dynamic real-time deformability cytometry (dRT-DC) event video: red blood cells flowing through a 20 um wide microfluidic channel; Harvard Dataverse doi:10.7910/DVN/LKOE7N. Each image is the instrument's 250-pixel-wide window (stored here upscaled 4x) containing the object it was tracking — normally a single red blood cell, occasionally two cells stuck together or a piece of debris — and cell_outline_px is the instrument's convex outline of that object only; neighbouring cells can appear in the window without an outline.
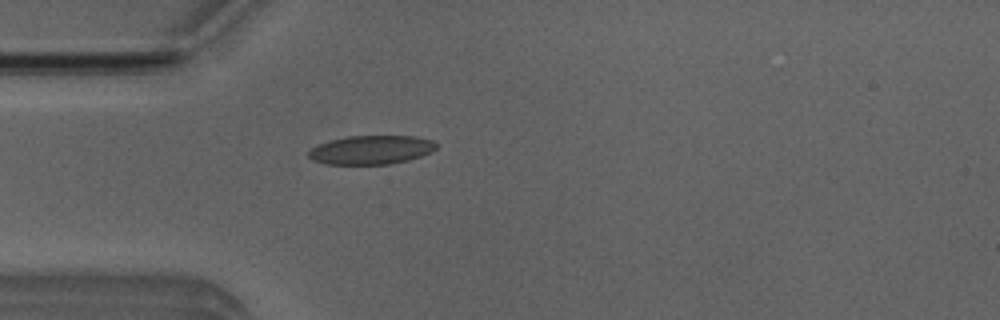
{"species": "Egyptian fruit bat (a non-hibernating species)", "species_latin": "Rousettus aegyptiacus", "temperature_condition": "room temperature", "stored_images_in_passage": 44, "camera_frame_rate_fps": 3000, "um_per_image_px": 0.085, "animal": {"sex": "male"}, "frame": {"image": 1, "passage_image": 7, "time_ms": 2.0, "image_size_px": [1000, 320], "cell_outline_px": [[436, 148], [432, 152], [408, 160], [388, 164], [324, 164], [312, 160], [308, 156], [308, 152], [312, 148], [320, 144], [332, 140], [348, 136], [416, 136], [432, 140], [436, 144]], "centroid_in_image_um": [31.56, 12.74], "position_along_channel_um": 53.4, "area_um2": 21.33}}
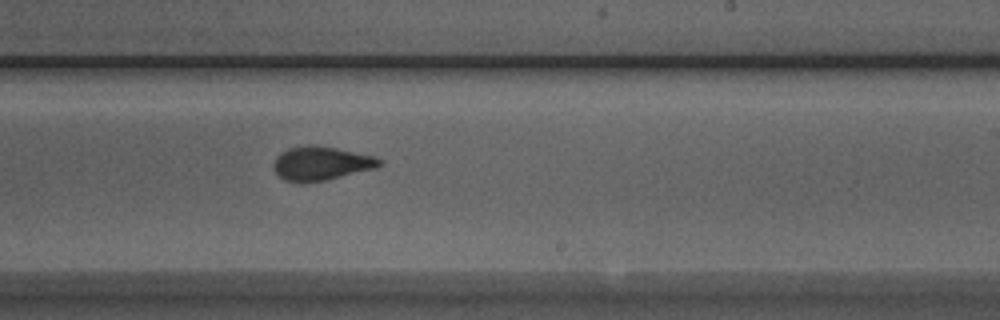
{"frame": {"image": 2, "passage_image": 23, "time_ms": 7.333, "image_size_px": [1000, 320], "cell_outline_px": [[384, 164], [376, 168], [324, 180], [304, 184], [284, 180], [272, 168], [272, 164], [276, 156], [280, 152], [288, 148], [308, 144], [316, 144], [376, 156], [384, 160]], "centroid_in_image_um": [27.29, 13.88], "position_along_channel_um": 261.7, "area_um2": 21.33}}
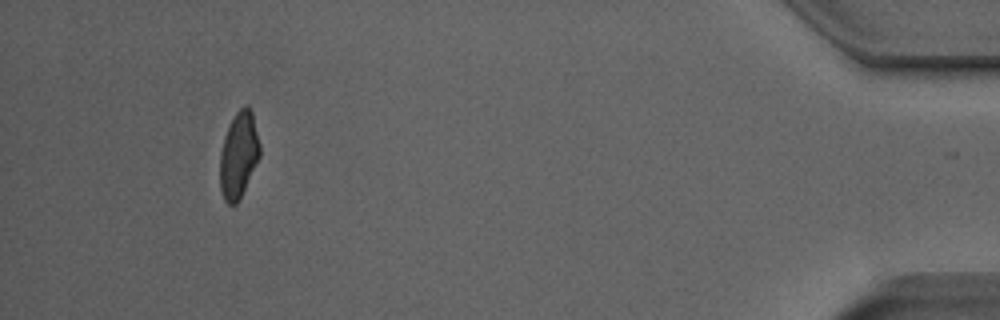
{"frame": {"image": 3, "passage_image": 40, "time_ms": 13.0, "image_size_px": [1000, 320], "cell_outline_px": [[260, 156], [236, 204], [228, 204], [224, 200], [220, 188], [220, 152], [224, 136], [236, 112], [244, 104], [248, 104], [252, 112], [260, 144]], "centroid_in_image_um": [20.28, 13.14], "position_along_channel_um": 414.9, "area_um2": 19.77}, "authors_computed_cell_mechanics": {"area_um2": 20.7791, "velocity_mm_per_s": 4.0082, "shape_relaxation_time_tau1_ms": 8.4218, "shape_relaxation_time_tau2_ms": 1.0919, "deformation_change_tau1": 0.2094, "deformation_change_tau2": 0.0626}}